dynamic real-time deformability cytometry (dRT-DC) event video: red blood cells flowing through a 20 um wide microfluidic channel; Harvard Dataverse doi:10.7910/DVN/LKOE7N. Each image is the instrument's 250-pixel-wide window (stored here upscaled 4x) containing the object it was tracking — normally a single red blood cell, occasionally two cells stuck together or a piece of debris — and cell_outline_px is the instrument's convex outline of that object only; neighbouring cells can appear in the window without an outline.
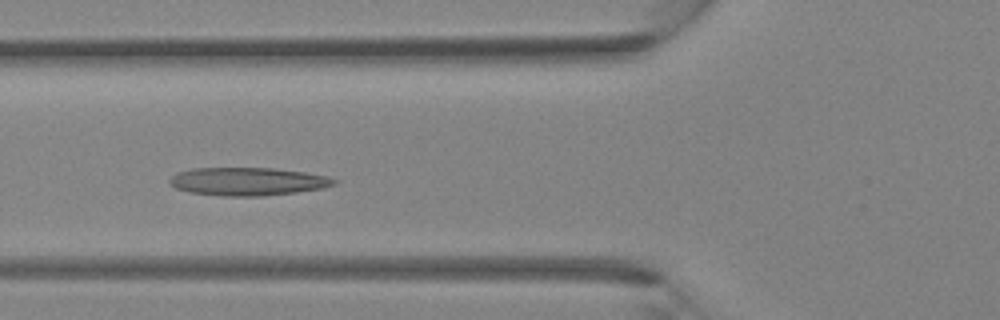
{"species": "Egyptian fruit bat (a non-hibernating species)", "species_latin": "Rousettus aegyptiacus", "temperature_condition": "room temperature", "stored_images_in_passage": 38, "camera_frame_rate_fps": 3000, "um_per_image_px": 0.085, "animal": {"sex": "female"}, "frame": {"image": 1, "passage_image": 13, "time_ms": 4.0, "image_size_px": [1000, 320], "cell_outline_px": [[340, 180], [336, 184], [324, 188], [296, 192], [260, 196], [224, 196], [188, 192], [176, 188], [168, 184], [168, 180], [176, 172], [192, 168], [272, 168], [304, 172], [328, 176]], "centroid_in_image_um": [21.05, 15.42], "position_along_channel_um": 104.7, "area_um2": 27.11}}
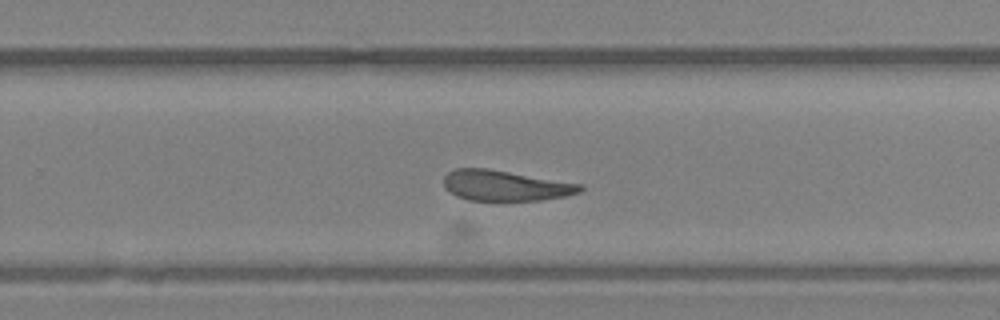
{"frame": {"image": 2, "passage_image": 24, "time_ms": 7.667, "image_size_px": [1000, 320], "cell_outline_px": [[584, 188], [580, 192], [568, 196], [540, 200], [468, 200], [456, 196], [444, 188], [444, 176], [448, 172], [456, 168], [488, 168], [584, 184]], "centroid_in_image_um": [42.97, 15.77], "position_along_channel_um": 286.8, "area_um2": 24.45}}
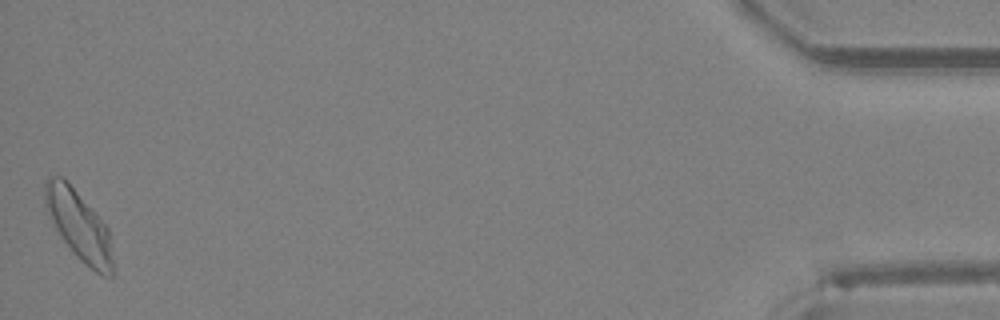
{"frame": {"image": 3, "passage_image": 38, "time_ms": 12.333, "image_size_px": [1000, 320], "cell_outline_px": [[112, 280], [100, 276], [80, 260], [72, 252], [56, 228], [44, 204], [44, 180], [48, 176], [64, 176], [68, 180], [108, 228], [112, 260]], "centroid_in_image_um": [6.69, 19.14], "position_along_channel_um": 428.5, "area_um2": 27.46}}